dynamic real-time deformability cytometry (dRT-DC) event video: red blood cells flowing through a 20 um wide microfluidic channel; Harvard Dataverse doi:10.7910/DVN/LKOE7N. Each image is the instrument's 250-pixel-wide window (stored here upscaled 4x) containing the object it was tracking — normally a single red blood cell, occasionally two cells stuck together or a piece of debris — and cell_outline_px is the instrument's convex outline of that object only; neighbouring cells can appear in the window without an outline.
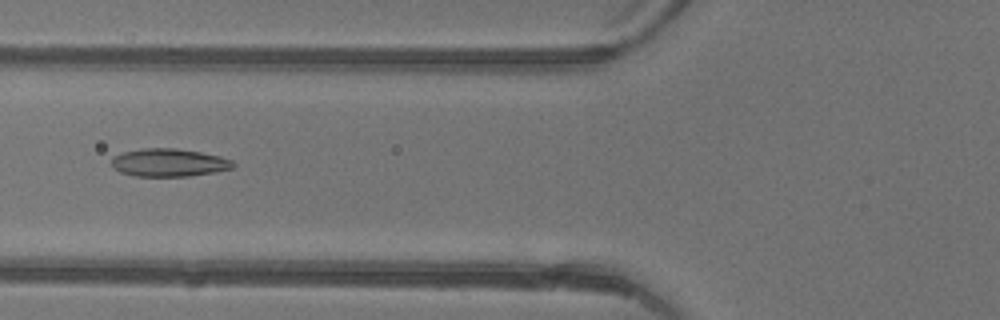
{"species": "common noctule bat (a hibernating species)", "species_latin": "Nyctalus noctula", "temperature_condition": "warm", "stored_images_in_passage": 42, "camera_frame_rate_fps": 3000, "um_per_image_px": 0.085, "animal": {"sex": "female"}, "frame": {"image": 1, "passage_image": 14, "time_ms": 4.333, "image_size_px": [1000, 320], "cell_outline_px": [[236, 164], [232, 168], [216, 172], [188, 176], [136, 176], [120, 172], [112, 164], [112, 156], [124, 152], [144, 148], [176, 148], [200, 152], [220, 156], [232, 160]], "centroid_in_image_um": [14.39, 13.82], "position_along_channel_um": 111.4, "area_um2": 19.71}}
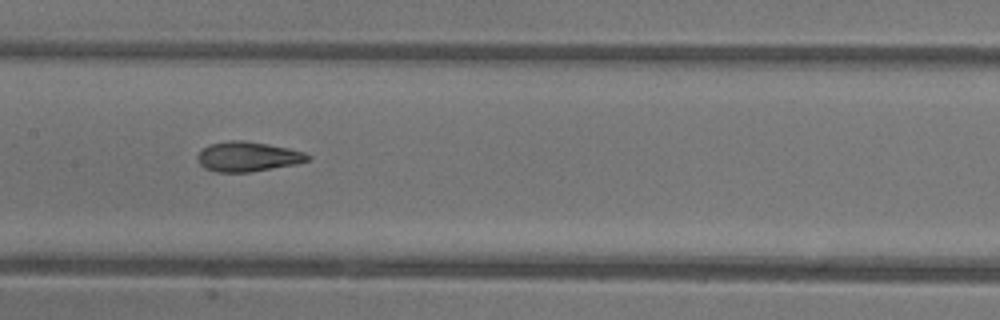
{"frame": {"image": 2, "passage_image": 19, "time_ms": 6.0, "image_size_px": [1000, 320], "cell_outline_px": [[312, 156], [308, 160], [296, 164], [252, 172], [216, 172], [204, 168], [196, 160], [196, 156], [208, 144], [228, 140], [244, 140], [268, 144], [288, 148], [304, 152]], "centroid_in_image_um": [21.04, 13.31], "position_along_channel_um": 186.4, "area_um2": 19.31}}
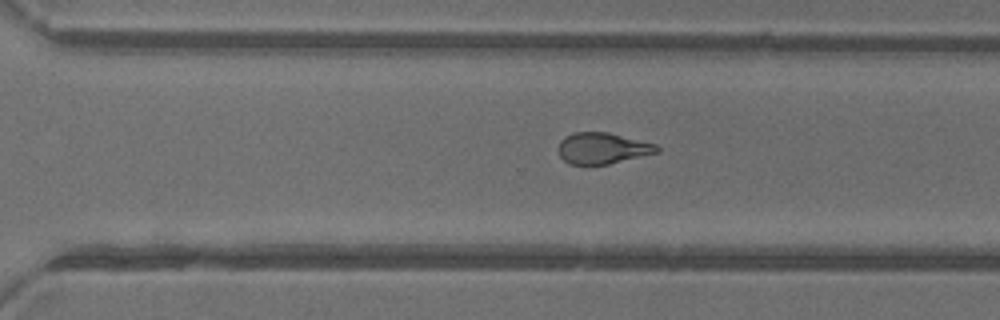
{"frame": {"image": 3, "passage_image": 28, "time_ms": 9.0, "image_size_px": [1000, 320], "cell_outline_px": [[660, 152], [608, 164], [568, 164], [560, 156], [556, 148], [560, 140], [576, 132], [608, 132], [656, 144], [660, 148]], "centroid_in_image_um": [51.21, 12.6], "position_along_channel_um": 319.4, "area_um2": 17.92}, "authors_computed_cell_mechanics": {"area_um2": 19.6231, "velocity_mm_per_s": 4.4646, "shape_relaxation_time_tau1_ms": 4.2811, "shape_relaxation_time_tau2_ms": 1.0208, "deformation_change_tau1": 0.173, "deformation_change_tau2": 0.0885}}